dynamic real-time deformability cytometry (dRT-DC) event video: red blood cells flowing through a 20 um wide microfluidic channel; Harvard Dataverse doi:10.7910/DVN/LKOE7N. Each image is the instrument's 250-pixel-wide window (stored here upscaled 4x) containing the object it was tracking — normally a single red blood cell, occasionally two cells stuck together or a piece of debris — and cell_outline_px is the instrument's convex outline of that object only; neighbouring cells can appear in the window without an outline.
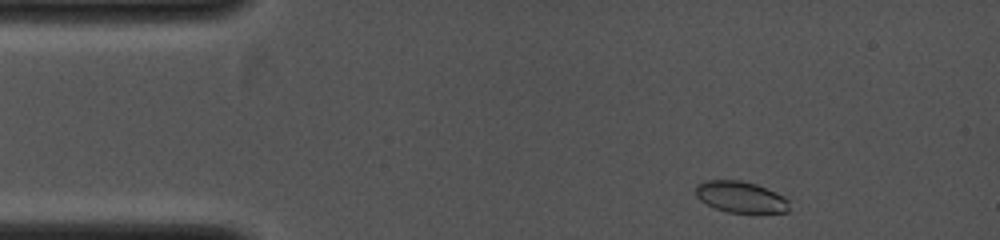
{"species": "common noctule bat (a hibernating species)", "species_latin": "Nyctalus noctula", "temperature_condition": "cold", "stored_images_in_passage": 26, "camera_frame_rate_fps": 4000, "um_per_image_px": 0.085, "animal": {"sex": "female", "body_mass_g": 19.0, "forearm_length_mm": 53.3}, "frame": {"image": 1, "passage_image": 2, "time_ms": 0.25, "image_size_px": [1000, 240], "cell_outline_px": [[788, 212], [728, 212], [716, 208], [700, 200], [696, 196], [696, 184], [704, 180], [740, 180], [756, 184], [776, 192], [784, 196], [788, 200]], "centroid_in_image_um": [62.94, 16.72], "position_along_channel_um": 22.1, "area_um2": 16.94}}
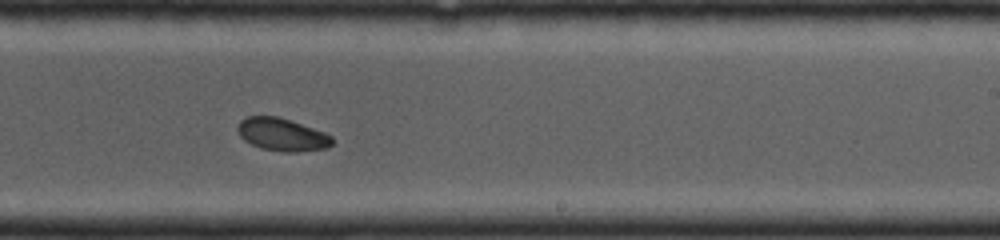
{"frame": {"image": 2, "passage_image": 17, "time_ms": 6.0, "image_size_px": [1000, 240], "cell_outline_px": [[332, 144], [328, 148], [296, 152], [284, 152], [260, 148], [244, 140], [240, 136], [236, 128], [236, 124], [240, 120], [248, 116], [276, 116], [324, 132], [332, 136]], "centroid_in_image_um": [23.94, 11.44], "position_along_channel_um": 265.1, "area_um2": 17.98}}
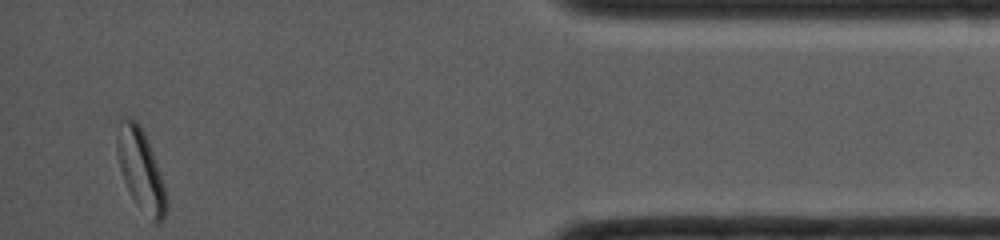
{"frame": {"image": 3, "passage_image": 26, "time_ms": 9.75, "image_size_px": [1000, 240], "cell_outline_px": [[168, 204], [164, 220], [160, 224], [156, 224], [136, 204], [124, 180], [120, 168], [116, 148], [116, 140], [120, 120], [124, 116], [132, 116], [140, 124], [144, 132], [152, 152], [164, 188]], "centroid_in_image_um": [11.95, 14.42], "position_along_channel_um": 423.2, "area_um2": 23.06}}